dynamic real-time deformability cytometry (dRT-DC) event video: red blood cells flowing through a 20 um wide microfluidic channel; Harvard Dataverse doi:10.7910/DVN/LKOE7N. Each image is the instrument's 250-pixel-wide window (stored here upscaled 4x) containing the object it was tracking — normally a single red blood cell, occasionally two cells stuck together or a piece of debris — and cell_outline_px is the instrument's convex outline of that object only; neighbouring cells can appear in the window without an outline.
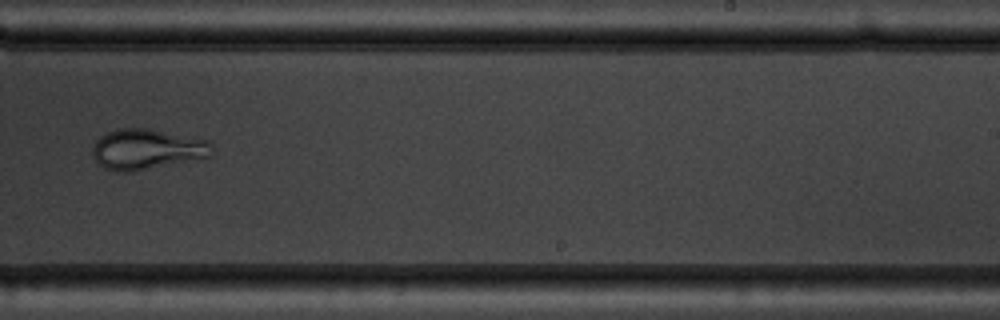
{"species": "common noctule bat (a hibernating species)", "species_latin": "Nyctalus noctula", "temperature_condition": "warm", "stored_images_in_passage": 6, "camera_frame_rate_fps": 3000, "um_per_image_px": 0.085, "animal": {"sex": "male", "body_mass_g": 19.5, "forearm_length_mm": 54.6}, "frame": {"image": 1, "passage_image": 6, "time_ms": 5.667, "image_size_px": [1000, 320], "cell_outline_px": [[212, 156], [132, 172], [116, 172], [104, 168], [96, 160], [92, 152], [92, 148], [96, 140], [104, 132], [120, 128], [148, 128], [208, 140], [212, 144]], "centroid_in_image_um": [12.47, 12.68], "position_along_channel_um": 276.5, "area_um2": 28.26}}